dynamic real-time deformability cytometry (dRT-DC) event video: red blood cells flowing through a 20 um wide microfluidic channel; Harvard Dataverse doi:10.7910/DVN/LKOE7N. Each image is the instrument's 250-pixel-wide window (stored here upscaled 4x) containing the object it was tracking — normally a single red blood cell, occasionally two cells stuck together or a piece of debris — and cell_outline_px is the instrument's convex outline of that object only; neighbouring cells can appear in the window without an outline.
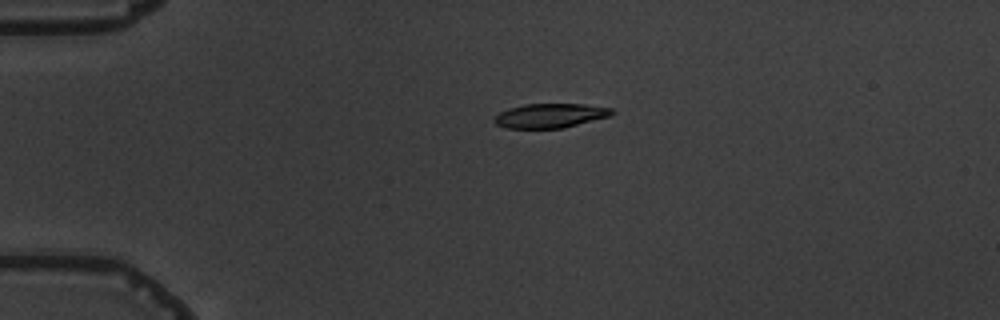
{"species": "common noctule bat (a hibernating species)", "species_latin": "Nyctalus noctula", "temperature_condition": "warm", "stored_images_in_passage": 2, "camera_frame_rate_fps": 3000, "um_per_image_px": 0.085, "animal": {"sex": "male", "body_mass_g": 19.5, "forearm_length_mm": 54.6}, "frame": {"image": 1, "passage_image": 1, "time_ms": 0.0, "image_size_px": [1000, 320], "cell_outline_px": [[616, 112], [608, 116], [564, 128], [508, 128], [496, 124], [492, 120], [500, 112], [508, 108], [524, 104], [584, 104], [612, 108]], "centroid_in_image_um": [46.76, 9.82], "position_along_channel_um": 38.2, "area_um2": 16.59}}